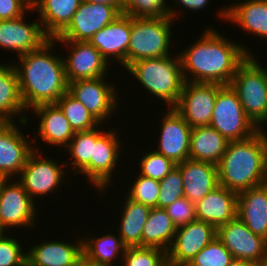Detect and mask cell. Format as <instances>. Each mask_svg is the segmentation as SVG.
Returning a JSON list of instances; mask_svg holds the SVG:
<instances>
[{"mask_svg":"<svg viewBox=\"0 0 267 266\" xmlns=\"http://www.w3.org/2000/svg\"><path fill=\"white\" fill-rule=\"evenodd\" d=\"M199 40L179 55L185 81L229 85L239 65L252 51L241 42H232L213 26L206 27Z\"/></svg>","mask_w":267,"mask_h":266,"instance_id":"1","label":"cell"},{"mask_svg":"<svg viewBox=\"0 0 267 266\" xmlns=\"http://www.w3.org/2000/svg\"><path fill=\"white\" fill-rule=\"evenodd\" d=\"M54 46L55 40L50 38L39 49L17 57L20 65L13 63L27 111L40 104L56 103L68 91L64 60L53 54Z\"/></svg>","mask_w":267,"mask_h":266,"instance_id":"2","label":"cell"},{"mask_svg":"<svg viewBox=\"0 0 267 266\" xmlns=\"http://www.w3.org/2000/svg\"><path fill=\"white\" fill-rule=\"evenodd\" d=\"M264 130L245 140L229 141L217 165L220 186L238 194L265 183L267 134Z\"/></svg>","mask_w":267,"mask_h":266,"instance_id":"3","label":"cell"},{"mask_svg":"<svg viewBox=\"0 0 267 266\" xmlns=\"http://www.w3.org/2000/svg\"><path fill=\"white\" fill-rule=\"evenodd\" d=\"M176 54L135 61L126 68L149 94L166 102L168 108L177 105L185 82L180 55Z\"/></svg>","mask_w":267,"mask_h":266,"instance_id":"4","label":"cell"},{"mask_svg":"<svg viewBox=\"0 0 267 266\" xmlns=\"http://www.w3.org/2000/svg\"><path fill=\"white\" fill-rule=\"evenodd\" d=\"M229 85L237 94L244 113L262 129L261 125L267 124V67L258 63L254 55L248 56Z\"/></svg>","mask_w":267,"mask_h":266,"instance_id":"5","label":"cell"},{"mask_svg":"<svg viewBox=\"0 0 267 266\" xmlns=\"http://www.w3.org/2000/svg\"><path fill=\"white\" fill-rule=\"evenodd\" d=\"M172 21L174 22L166 16L160 18L132 17L127 67L135 61L170 55Z\"/></svg>","mask_w":267,"mask_h":266,"instance_id":"6","label":"cell"},{"mask_svg":"<svg viewBox=\"0 0 267 266\" xmlns=\"http://www.w3.org/2000/svg\"><path fill=\"white\" fill-rule=\"evenodd\" d=\"M209 126L228 141L248 139L260 130L244 113L238 96L230 85H222L218 89Z\"/></svg>","mask_w":267,"mask_h":266,"instance_id":"7","label":"cell"},{"mask_svg":"<svg viewBox=\"0 0 267 266\" xmlns=\"http://www.w3.org/2000/svg\"><path fill=\"white\" fill-rule=\"evenodd\" d=\"M33 147L34 150L27 158L25 166L22 168L19 176L15 178H18L17 181L35 201L38 197L48 196L49 193L51 194L54 191L57 192V188L61 187L60 185L63 183L65 171H67L62 169V167L68 166V161H63L62 164H59L54 158L42 157V151L37 148L40 146L36 145Z\"/></svg>","mask_w":267,"mask_h":266,"instance_id":"8","label":"cell"},{"mask_svg":"<svg viewBox=\"0 0 267 266\" xmlns=\"http://www.w3.org/2000/svg\"><path fill=\"white\" fill-rule=\"evenodd\" d=\"M217 238L234 259L267 265V240L252 233L238 217L217 228Z\"/></svg>","mask_w":267,"mask_h":266,"instance_id":"9","label":"cell"},{"mask_svg":"<svg viewBox=\"0 0 267 266\" xmlns=\"http://www.w3.org/2000/svg\"><path fill=\"white\" fill-rule=\"evenodd\" d=\"M105 79V77H97L68 83V92L101 124L108 121L119 107L115 84L111 85Z\"/></svg>","mask_w":267,"mask_h":266,"instance_id":"10","label":"cell"},{"mask_svg":"<svg viewBox=\"0 0 267 266\" xmlns=\"http://www.w3.org/2000/svg\"><path fill=\"white\" fill-rule=\"evenodd\" d=\"M4 179L0 185V226L4 230L35 226L37 207L35 201L28 195L16 180Z\"/></svg>","mask_w":267,"mask_h":266,"instance_id":"11","label":"cell"},{"mask_svg":"<svg viewBox=\"0 0 267 266\" xmlns=\"http://www.w3.org/2000/svg\"><path fill=\"white\" fill-rule=\"evenodd\" d=\"M222 85L185 81L174 109L191 128L209 126L217 91Z\"/></svg>","mask_w":267,"mask_h":266,"instance_id":"12","label":"cell"},{"mask_svg":"<svg viewBox=\"0 0 267 266\" xmlns=\"http://www.w3.org/2000/svg\"><path fill=\"white\" fill-rule=\"evenodd\" d=\"M216 237L217 229L207 222L196 220L177 227L167 251L168 266H187Z\"/></svg>","mask_w":267,"mask_h":266,"instance_id":"13","label":"cell"},{"mask_svg":"<svg viewBox=\"0 0 267 266\" xmlns=\"http://www.w3.org/2000/svg\"><path fill=\"white\" fill-rule=\"evenodd\" d=\"M121 13L113 6L82 1L69 25L55 38L57 41H89L100 29Z\"/></svg>","mask_w":267,"mask_h":266,"instance_id":"14","label":"cell"},{"mask_svg":"<svg viewBox=\"0 0 267 266\" xmlns=\"http://www.w3.org/2000/svg\"><path fill=\"white\" fill-rule=\"evenodd\" d=\"M60 42L71 49L68 58H63L68 83L107 76L110 65L88 41H58Z\"/></svg>","mask_w":267,"mask_h":266,"instance_id":"15","label":"cell"},{"mask_svg":"<svg viewBox=\"0 0 267 266\" xmlns=\"http://www.w3.org/2000/svg\"><path fill=\"white\" fill-rule=\"evenodd\" d=\"M116 129L106 130L94 145L93 158L90 160V182L99 190L100 195L106 193V188L110 185L114 169L119 163V153L123 149L120 137ZM108 185V186H107ZM105 190V191H104ZM102 191V193H101Z\"/></svg>","mask_w":267,"mask_h":266,"instance_id":"16","label":"cell"},{"mask_svg":"<svg viewBox=\"0 0 267 266\" xmlns=\"http://www.w3.org/2000/svg\"><path fill=\"white\" fill-rule=\"evenodd\" d=\"M20 131L15 121L0 122V175L5 179L19 175L34 150Z\"/></svg>","mask_w":267,"mask_h":266,"instance_id":"17","label":"cell"},{"mask_svg":"<svg viewBox=\"0 0 267 266\" xmlns=\"http://www.w3.org/2000/svg\"><path fill=\"white\" fill-rule=\"evenodd\" d=\"M168 109L160 123V138L155 151L179 164L189 159L192 128L174 108Z\"/></svg>","mask_w":267,"mask_h":266,"instance_id":"18","label":"cell"},{"mask_svg":"<svg viewBox=\"0 0 267 266\" xmlns=\"http://www.w3.org/2000/svg\"><path fill=\"white\" fill-rule=\"evenodd\" d=\"M24 16L0 20V47L17 53L18 57L39 49L50 39L40 21L26 23Z\"/></svg>","mask_w":267,"mask_h":266,"instance_id":"19","label":"cell"},{"mask_svg":"<svg viewBox=\"0 0 267 266\" xmlns=\"http://www.w3.org/2000/svg\"><path fill=\"white\" fill-rule=\"evenodd\" d=\"M131 30L132 16L121 14L113 22L97 31L88 42L101 53L107 62L109 59H115L125 69Z\"/></svg>","mask_w":267,"mask_h":266,"instance_id":"20","label":"cell"},{"mask_svg":"<svg viewBox=\"0 0 267 266\" xmlns=\"http://www.w3.org/2000/svg\"><path fill=\"white\" fill-rule=\"evenodd\" d=\"M36 117L40 118L38 122V133L30 140L35 145V139L39 136L47 145L56 147H67L75 132L69 121L66 119L63 111L56 103L40 104L30 110ZM62 145V146H61Z\"/></svg>","mask_w":267,"mask_h":266,"instance_id":"21","label":"cell"},{"mask_svg":"<svg viewBox=\"0 0 267 266\" xmlns=\"http://www.w3.org/2000/svg\"><path fill=\"white\" fill-rule=\"evenodd\" d=\"M183 180L184 197L197 203L219 186L217 165L187 159L176 165Z\"/></svg>","mask_w":267,"mask_h":266,"instance_id":"22","label":"cell"},{"mask_svg":"<svg viewBox=\"0 0 267 266\" xmlns=\"http://www.w3.org/2000/svg\"><path fill=\"white\" fill-rule=\"evenodd\" d=\"M238 1L228 7L223 6L224 9L219 10L220 19L230 21L254 36L267 39V0Z\"/></svg>","mask_w":267,"mask_h":266,"instance_id":"23","label":"cell"},{"mask_svg":"<svg viewBox=\"0 0 267 266\" xmlns=\"http://www.w3.org/2000/svg\"><path fill=\"white\" fill-rule=\"evenodd\" d=\"M237 198V193L219 185L195 203L197 220L217 229L237 217Z\"/></svg>","mask_w":267,"mask_h":266,"instance_id":"24","label":"cell"},{"mask_svg":"<svg viewBox=\"0 0 267 266\" xmlns=\"http://www.w3.org/2000/svg\"><path fill=\"white\" fill-rule=\"evenodd\" d=\"M237 217L252 233L267 240V185L265 183L238 193Z\"/></svg>","mask_w":267,"mask_h":266,"instance_id":"25","label":"cell"},{"mask_svg":"<svg viewBox=\"0 0 267 266\" xmlns=\"http://www.w3.org/2000/svg\"><path fill=\"white\" fill-rule=\"evenodd\" d=\"M75 243L47 240L31 245L27 266H69L83 253V238Z\"/></svg>","mask_w":267,"mask_h":266,"instance_id":"26","label":"cell"},{"mask_svg":"<svg viewBox=\"0 0 267 266\" xmlns=\"http://www.w3.org/2000/svg\"><path fill=\"white\" fill-rule=\"evenodd\" d=\"M24 113L27 111L21 99L15 67L12 63H0V122L16 121L17 116L19 125L27 127L29 118Z\"/></svg>","mask_w":267,"mask_h":266,"instance_id":"27","label":"cell"},{"mask_svg":"<svg viewBox=\"0 0 267 266\" xmlns=\"http://www.w3.org/2000/svg\"><path fill=\"white\" fill-rule=\"evenodd\" d=\"M82 0H36L33 10L44 33L51 39L57 37L70 23Z\"/></svg>","mask_w":267,"mask_h":266,"instance_id":"28","label":"cell"},{"mask_svg":"<svg viewBox=\"0 0 267 266\" xmlns=\"http://www.w3.org/2000/svg\"><path fill=\"white\" fill-rule=\"evenodd\" d=\"M229 141L210 126L194 127L190 135L189 159L218 165Z\"/></svg>","mask_w":267,"mask_h":266,"instance_id":"29","label":"cell"},{"mask_svg":"<svg viewBox=\"0 0 267 266\" xmlns=\"http://www.w3.org/2000/svg\"><path fill=\"white\" fill-rule=\"evenodd\" d=\"M122 205L118 235L126 247H142V231L152 208L128 197Z\"/></svg>","mask_w":267,"mask_h":266,"instance_id":"30","label":"cell"},{"mask_svg":"<svg viewBox=\"0 0 267 266\" xmlns=\"http://www.w3.org/2000/svg\"><path fill=\"white\" fill-rule=\"evenodd\" d=\"M177 226L163 208H152L142 231V247L170 248Z\"/></svg>","mask_w":267,"mask_h":266,"instance_id":"31","label":"cell"},{"mask_svg":"<svg viewBox=\"0 0 267 266\" xmlns=\"http://www.w3.org/2000/svg\"><path fill=\"white\" fill-rule=\"evenodd\" d=\"M100 124L94 129L76 132L66 147L69 156H71V164L75 175L84 174L90 181V160L93 158L94 145L96 140L105 132L100 130ZM100 128V129H99Z\"/></svg>","mask_w":267,"mask_h":266,"instance_id":"32","label":"cell"},{"mask_svg":"<svg viewBox=\"0 0 267 266\" xmlns=\"http://www.w3.org/2000/svg\"><path fill=\"white\" fill-rule=\"evenodd\" d=\"M112 234H104L96 238L94 236L91 238L89 235L83 237V253L90 261L114 266V264H118L113 263L114 260L120 258L122 263L126 246L122 243L119 235Z\"/></svg>","mask_w":267,"mask_h":266,"instance_id":"33","label":"cell"},{"mask_svg":"<svg viewBox=\"0 0 267 266\" xmlns=\"http://www.w3.org/2000/svg\"><path fill=\"white\" fill-rule=\"evenodd\" d=\"M56 104L63 111L75 133L94 129L101 124L90 114L87 108L68 91L62 95Z\"/></svg>","mask_w":267,"mask_h":266,"instance_id":"34","label":"cell"},{"mask_svg":"<svg viewBox=\"0 0 267 266\" xmlns=\"http://www.w3.org/2000/svg\"><path fill=\"white\" fill-rule=\"evenodd\" d=\"M121 264L120 266H168L167 252L153 247H126Z\"/></svg>","mask_w":267,"mask_h":266,"instance_id":"35","label":"cell"},{"mask_svg":"<svg viewBox=\"0 0 267 266\" xmlns=\"http://www.w3.org/2000/svg\"><path fill=\"white\" fill-rule=\"evenodd\" d=\"M167 0H124L123 14L137 18L169 17Z\"/></svg>","mask_w":267,"mask_h":266,"instance_id":"36","label":"cell"},{"mask_svg":"<svg viewBox=\"0 0 267 266\" xmlns=\"http://www.w3.org/2000/svg\"><path fill=\"white\" fill-rule=\"evenodd\" d=\"M233 260L232 254L216 237L187 266H227Z\"/></svg>","mask_w":267,"mask_h":266,"instance_id":"37","label":"cell"},{"mask_svg":"<svg viewBox=\"0 0 267 266\" xmlns=\"http://www.w3.org/2000/svg\"><path fill=\"white\" fill-rule=\"evenodd\" d=\"M134 183L129 187V199L142 203L151 208L157 207V199L160 194V183L157 180L142 176L138 173Z\"/></svg>","mask_w":267,"mask_h":266,"instance_id":"38","label":"cell"},{"mask_svg":"<svg viewBox=\"0 0 267 266\" xmlns=\"http://www.w3.org/2000/svg\"><path fill=\"white\" fill-rule=\"evenodd\" d=\"M140 175L161 181L168 173H170L177 164L171 159L152 149L142 156L140 160Z\"/></svg>","mask_w":267,"mask_h":266,"instance_id":"39","label":"cell"},{"mask_svg":"<svg viewBox=\"0 0 267 266\" xmlns=\"http://www.w3.org/2000/svg\"><path fill=\"white\" fill-rule=\"evenodd\" d=\"M160 183V194L157 199V208L165 209L178 198L184 196L183 180L180 169L176 166Z\"/></svg>","mask_w":267,"mask_h":266,"instance_id":"40","label":"cell"},{"mask_svg":"<svg viewBox=\"0 0 267 266\" xmlns=\"http://www.w3.org/2000/svg\"><path fill=\"white\" fill-rule=\"evenodd\" d=\"M5 234L0 235V266H27V250H23V244Z\"/></svg>","mask_w":267,"mask_h":266,"instance_id":"41","label":"cell"},{"mask_svg":"<svg viewBox=\"0 0 267 266\" xmlns=\"http://www.w3.org/2000/svg\"><path fill=\"white\" fill-rule=\"evenodd\" d=\"M195 209V203L189 201L184 196L178 198L165 208L168 216L177 227L196 221L197 218Z\"/></svg>","mask_w":267,"mask_h":266,"instance_id":"42","label":"cell"},{"mask_svg":"<svg viewBox=\"0 0 267 266\" xmlns=\"http://www.w3.org/2000/svg\"><path fill=\"white\" fill-rule=\"evenodd\" d=\"M32 11L25 0H0V20H11L18 18L27 11Z\"/></svg>","mask_w":267,"mask_h":266,"instance_id":"43","label":"cell"},{"mask_svg":"<svg viewBox=\"0 0 267 266\" xmlns=\"http://www.w3.org/2000/svg\"><path fill=\"white\" fill-rule=\"evenodd\" d=\"M210 0H175L173 2H175V4H178L176 6H172L169 7V17L174 20V17L177 16V14L179 15L181 12H179L180 10H176V8L179 6V9L182 8L183 10L186 8L187 10H192L193 11H201L203 10L205 7H207V4ZM178 2V3H177ZM181 6V7H180ZM176 10V11H175ZM179 12V13H177Z\"/></svg>","mask_w":267,"mask_h":266,"instance_id":"44","label":"cell"},{"mask_svg":"<svg viewBox=\"0 0 267 266\" xmlns=\"http://www.w3.org/2000/svg\"><path fill=\"white\" fill-rule=\"evenodd\" d=\"M82 1L95 4H107L109 6L115 7L121 14H123L124 0H82Z\"/></svg>","mask_w":267,"mask_h":266,"instance_id":"45","label":"cell"},{"mask_svg":"<svg viewBox=\"0 0 267 266\" xmlns=\"http://www.w3.org/2000/svg\"><path fill=\"white\" fill-rule=\"evenodd\" d=\"M69 266H89V258L82 253L71 265Z\"/></svg>","mask_w":267,"mask_h":266,"instance_id":"46","label":"cell"},{"mask_svg":"<svg viewBox=\"0 0 267 266\" xmlns=\"http://www.w3.org/2000/svg\"><path fill=\"white\" fill-rule=\"evenodd\" d=\"M227 266H258V265L251 263L249 261L234 259Z\"/></svg>","mask_w":267,"mask_h":266,"instance_id":"47","label":"cell"},{"mask_svg":"<svg viewBox=\"0 0 267 266\" xmlns=\"http://www.w3.org/2000/svg\"><path fill=\"white\" fill-rule=\"evenodd\" d=\"M89 266H112V265L98 264L89 260Z\"/></svg>","mask_w":267,"mask_h":266,"instance_id":"48","label":"cell"},{"mask_svg":"<svg viewBox=\"0 0 267 266\" xmlns=\"http://www.w3.org/2000/svg\"><path fill=\"white\" fill-rule=\"evenodd\" d=\"M31 7H33L36 3V0H25Z\"/></svg>","mask_w":267,"mask_h":266,"instance_id":"49","label":"cell"},{"mask_svg":"<svg viewBox=\"0 0 267 266\" xmlns=\"http://www.w3.org/2000/svg\"><path fill=\"white\" fill-rule=\"evenodd\" d=\"M4 179H5V178H4L3 176L0 175V185H1V183L4 181Z\"/></svg>","mask_w":267,"mask_h":266,"instance_id":"50","label":"cell"},{"mask_svg":"<svg viewBox=\"0 0 267 266\" xmlns=\"http://www.w3.org/2000/svg\"><path fill=\"white\" fill-rule=\"evenodd\" d=\"M3 233H4V230L0 226V235H2Z\"/></svg>","mask_w":267,"mask_h":266,"instance_id":"51","label":"cell"},{"mask_svg":"<svg viewBox=\"0 0 267 266\" xmlns=\"http://www.w3.org/2000/svg\"><path fill=\"white\" fill-rule=\"evenodd\" d=\"M265 184L267 185V171H266V180H265Z\"/></svg>","mask_w":267,"mask_h":266,"instance_id":"52","label":"cell"}]
</instances>
